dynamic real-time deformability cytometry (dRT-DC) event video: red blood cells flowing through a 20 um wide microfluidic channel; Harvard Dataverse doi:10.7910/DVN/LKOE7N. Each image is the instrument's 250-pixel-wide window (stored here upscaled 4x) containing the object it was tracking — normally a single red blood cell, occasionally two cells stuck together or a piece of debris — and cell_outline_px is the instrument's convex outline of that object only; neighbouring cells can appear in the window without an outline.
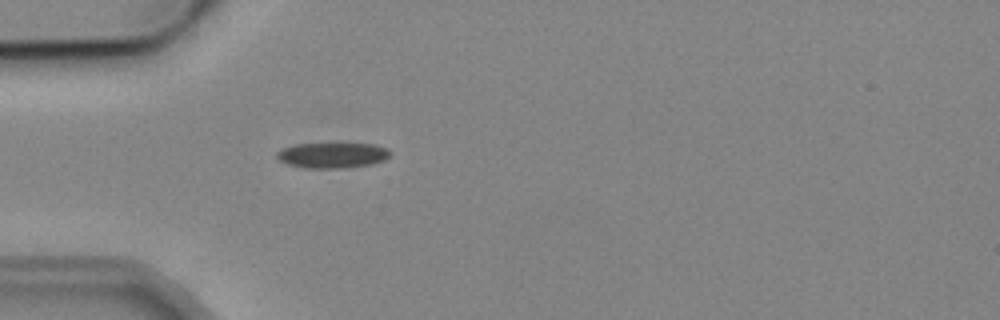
{"species": "common noctule bat (a hibernating species)", "species_latin": "Nyctalus noctula", "temperature_condition": "cold", "stored_images_in_passage": 5, "camera_frame_rate_fps": 3000, "um_per_image_px": 0.085, "animal": {"sex": "male", "body_mass_g": 19.2, "forearm_length_mm": 51.8}, "frame": {"image": 1, "passage_image": 5, "time_ms": 4.667, "image_size_px": [1000, 320], "cell_outline_px": [[392, 156], [384, 160], [368, 164], [340, 168], [308, 168], [288, 164], [280, 160], [276, 156], [276, 152], [280, 148], [296, 144], [376, 144], [388, 148], [392, 152]], "centroid_in_image_um": [28.27, 13.18], "position_along_channel_um": 56.7, "area_um2": 16.76}}